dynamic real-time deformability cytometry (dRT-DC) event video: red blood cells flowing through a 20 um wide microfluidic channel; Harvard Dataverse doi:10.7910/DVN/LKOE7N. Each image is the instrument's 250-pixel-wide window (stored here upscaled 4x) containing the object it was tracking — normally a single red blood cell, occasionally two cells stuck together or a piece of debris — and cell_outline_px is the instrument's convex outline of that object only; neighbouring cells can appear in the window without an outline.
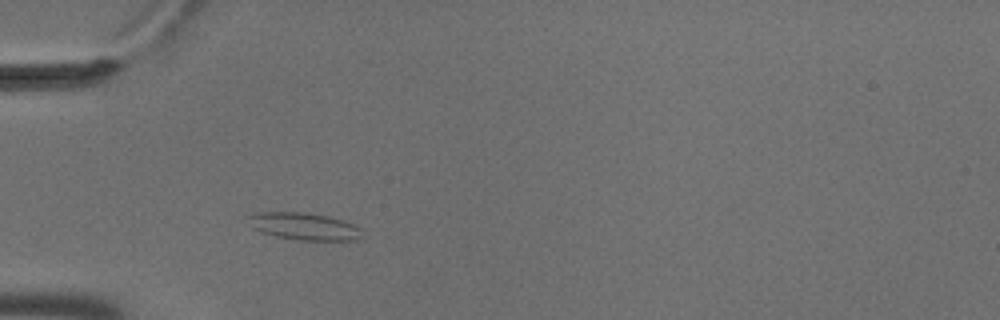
{"species": "common noctule bat (a hibernating species)", "species_latin": "Nyctalus noctula", "temperature_condition": "cold", "stored_images_in_passage": 3, "camera_frame_rate_fps": 3000, "um_per_image_px": 0.085, "animal": {"sex": "male", "body_mass_g": 18.8}, "frame": {"image": 1, "passage_image": 3, "time_ms": 0.667, "image_size_px": [1000, 320], "cell_outline_px": [[364, 236], [356, 240], [300, 240], [276, 236], [260, 232], [252, 228], [244, 216], [260, 212], [308, 212], [328, 216], [364, 228]], "centroid_in_image_um": [25.85, 19.23], "position_along_channel_um": 59.2, "area_um2": 18.38}}